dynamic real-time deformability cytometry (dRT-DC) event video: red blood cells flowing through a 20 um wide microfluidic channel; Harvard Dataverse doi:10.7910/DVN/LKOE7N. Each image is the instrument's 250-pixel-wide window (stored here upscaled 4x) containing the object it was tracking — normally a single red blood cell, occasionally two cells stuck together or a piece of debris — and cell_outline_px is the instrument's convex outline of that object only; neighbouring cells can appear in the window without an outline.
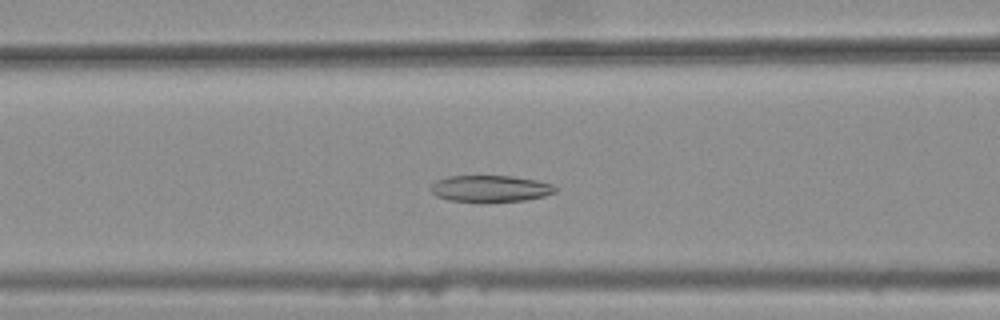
{"species": "common noctule bat (a hibernating species)", "species_latin": "Nyctalus noctula", "temperature_condition": "warm", "stored_images_in_passage": 42, "camera_frame_rate_fps": 3000, "um_per_image_px": 0.085, "animal": {"sex": "female", "body_mass_g": 25.1}, "frame": {"image": 1, "passage_image": 19, "time_ms": 6.0, "image_size_px": [1000, 320], "cell_outline_px": [[556, 192], [544, 196], [524, 200], [448, 200], [436, 196], [428, 188], [436, 180], [448, 176], [512, 176], [536, 180], [552, 184], [556, 188]], "centroid_in_image_um": [41.65, 16.0], "position_along_channel_um": 124.9, "area_um2": 18.79}}
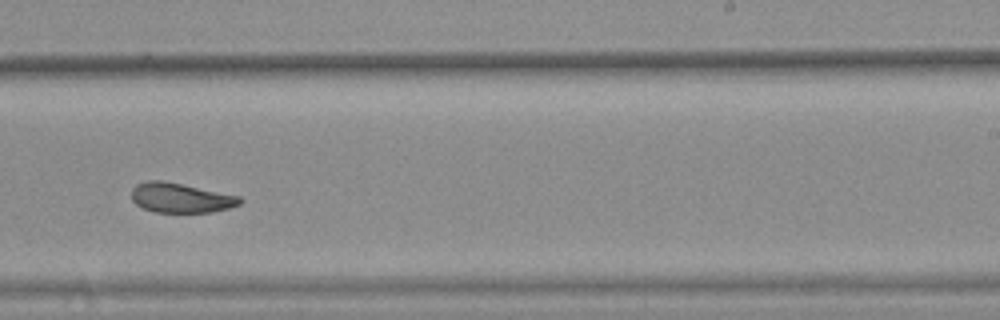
{"frame": {"image": 2, "passage_image": 31, "time_ms": 10.0, "image_size_px": [1000, 320], "cell_outline_px": [[244, 200], [240, 204], [228, 208], [212, 212], [156, 212], [144, 208], [136, 204], [132, 200], [132, 188], [136, 184], [148, 180], [160, 180], [240, 196]], "centroid_in_image_um": [15.36, 16.82], "position_along_channel_um": 273.6, "area_um2": 18.55}}
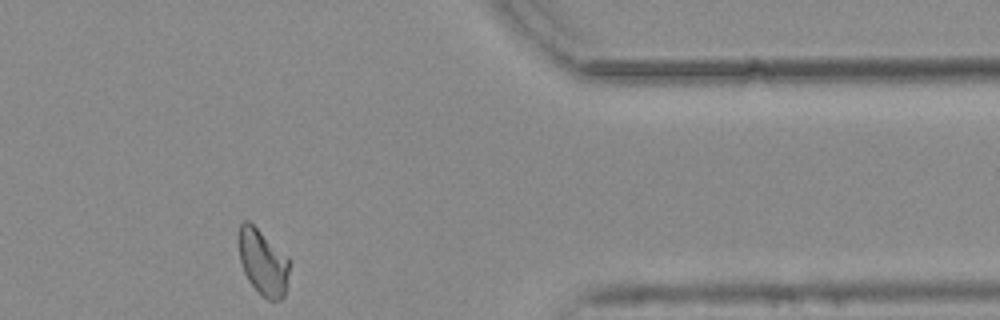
{"frame": {"image": 3, "passage_image": 42, "time_ms": 13.667, "image_size_px": [1000, 320], "cell_outline_px": [[288, 272], [284, 296], [280, 300], [268, 300], [260, 296], [248, 280], [244, 272], [240, 260], [240, 224], [244, 220], [248, 220], [288, 256]], "centroid_in_image_um": [22.35, 22.33], "position_along_channel_um": 389.0, "area_um2": 19.13}, "authors_computed_cell_mechanics": {"area_um2": 19.941, "velocity_mm_per_s": 3.7286, "shape_relaxation_time_tau1_ms": null, "shape_relaxation_time_tau2_ms": 3.2925, "deformation_change_tau1": null, "deformation_change_tau2": 0.0888}}